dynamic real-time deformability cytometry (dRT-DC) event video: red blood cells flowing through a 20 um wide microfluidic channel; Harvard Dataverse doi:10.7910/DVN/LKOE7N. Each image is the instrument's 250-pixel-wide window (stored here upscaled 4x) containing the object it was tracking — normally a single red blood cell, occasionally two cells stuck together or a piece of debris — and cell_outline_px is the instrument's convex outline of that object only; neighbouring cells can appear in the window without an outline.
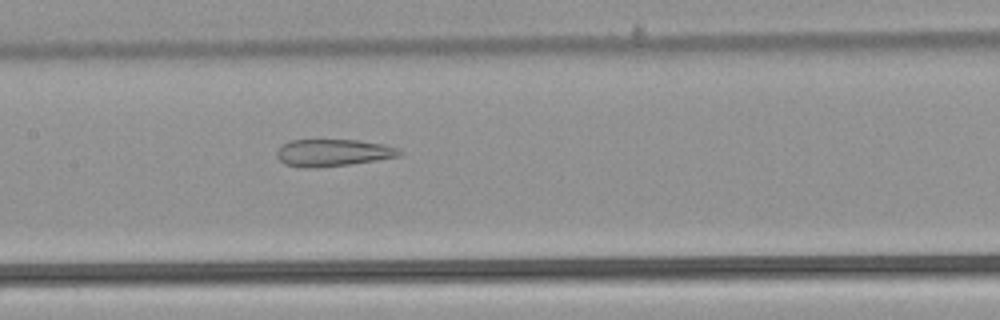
{"species": "common noctule bat (a hibernating species)", "species_latin": "Nyctalus noctula", "temperature_condition": "warm", "stored_images_in_passage": 53, "camera_frame_rate_fps": 3000, "um_per_image_px": 0.085, "animal": {"sex": "male", "body_mass_g": 21.5, "forearm_length_mm": 52.0}, "frame": {"image": 1, "passage_image": 26, "time_ms": 8.333, "image_size_px": [1000, 320], "cell_outline_px": [[404, 152], [400, 156], [376, 160], [348, 164], [316, 168], [300, 168], [284, 164], [276, 156], [276, 152], [288, 140], [356, 140], [384, 144], [396, 148]], "centroid_in_image_um": [28.28, 12.99], "position_along_channel_um": 179.1, "area_um2": 19.36}}
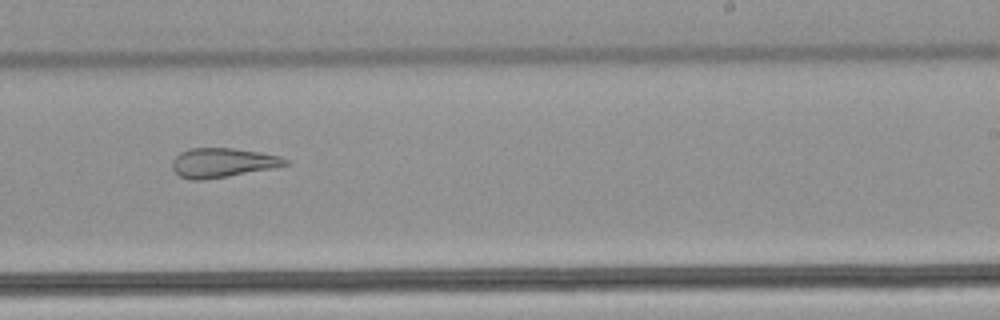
{"frame": {"image": 2, "passage_image": 33, "time_ms": 10.667, "image_size_px": [1000, 320], "cell_outline_px": [[292, 164], [272, 168], [228, 176], [200, 180], [192, 180], [180, 176], [172, 168], [172, 160], [180, 152], [188, 148], [232, 148], [260, 152], [280, 156], [288, 160]], "centroid_in_image_um": [18.92, 13.82], "position_along_channel_um": 270.1, "area_um2": 19.31}}
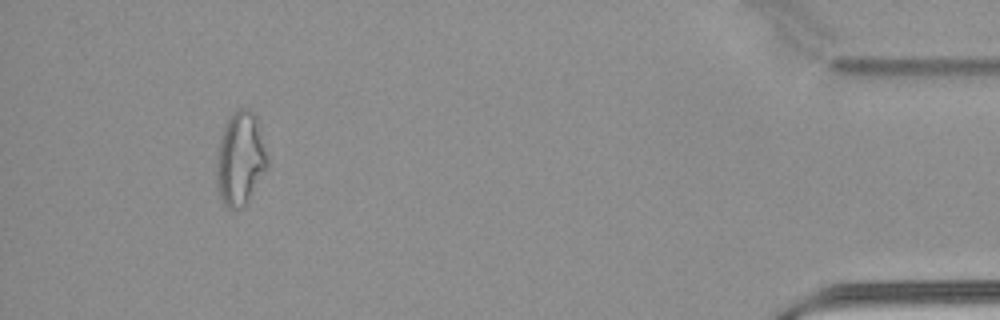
{"frame": {"image": 3, "passage_image": 49, "time_ms": 16.0, "image_size_px": [1000, 320], "cell_outline_px": [[268, 168], [248, 204], [244, 208], [236, 212], [228, 208], [224, 204], [216, 188], [216, 152], [220, 136], [224, 124], [228, 116], [236, 108], [248, 108], [256, 116], [268, 160]], "centroid_in_image_um": [20.4, 13.55], "position_along_channel_um": 414.8, "area_um2": 28.73}, "authors_computed_cell_mechanics": {"area_um2": 26.588, "velocity_mm_per_s": 3.9197, "shape_relaxation_time_tau1_ms": null, "shape_relaxation_time_tau2_ms": 2.7452, "deformation_change_tau1": null, "deformation_change_tau2": 0.1389}}